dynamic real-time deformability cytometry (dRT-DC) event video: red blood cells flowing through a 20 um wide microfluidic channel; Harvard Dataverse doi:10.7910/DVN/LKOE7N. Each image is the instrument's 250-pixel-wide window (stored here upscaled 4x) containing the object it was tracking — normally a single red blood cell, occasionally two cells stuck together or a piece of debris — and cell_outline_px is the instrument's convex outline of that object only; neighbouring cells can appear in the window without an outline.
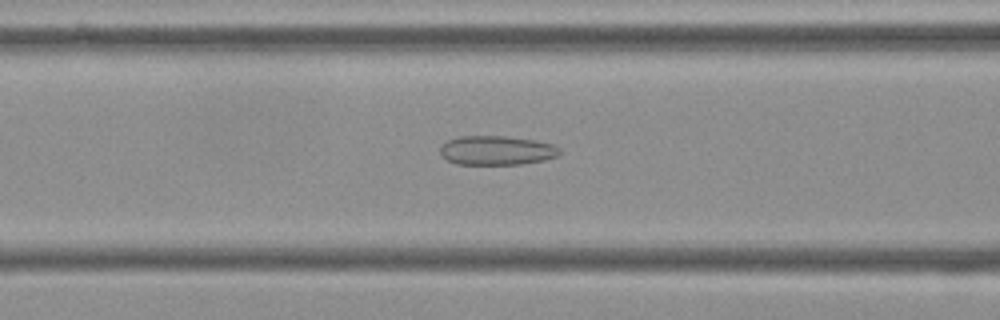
{"species": "Egyptian fruit bat (a non-hibernating species)", "species_latin": "Rousettus aegyptiacus", "temperature_condition": "cold", "stored_images_in_passage": 39, "camera_frame_rate_fps": 3000, "um_per_image_px": 0.085, "frame": {"image": 1, "passage_image": 6, "time_ms": 1.667, "image_size_px": [1000, 320], "cell_outline_px": [[560, 152], [556, 156], [544, 160], [520, 164], [456, 164], [440, 156], [440, 148], [448, 140], [460, 136], [508, 136], [536, 140], [552, 144], [560, 148]], "centroid_in_image_um": [42.21, 12.78], "position_along_channel_um": 124.4, "area_um2": 20.35}}
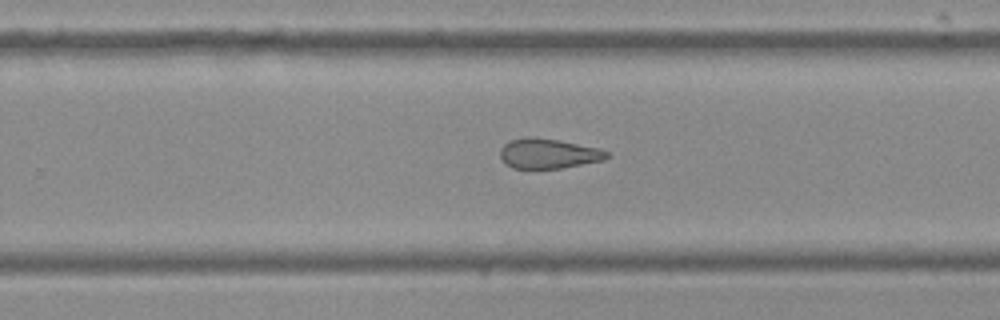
{"frame": {"image": 2, "passage_image": 19, "time_ms": 6.0, "image_size_px": [1000, 320], "cell_outline_px": [[608, 156], [604, 160], [560, 168], [512, 168], [500, 156], [500, 148], [508, 140], [532, 136], [560, 140], [600, 148], [608, 152]], "centroid_in_image_um": [46.61, 13.03], "position_along_channel_um": 283.2, "area_um2": 18.55}}
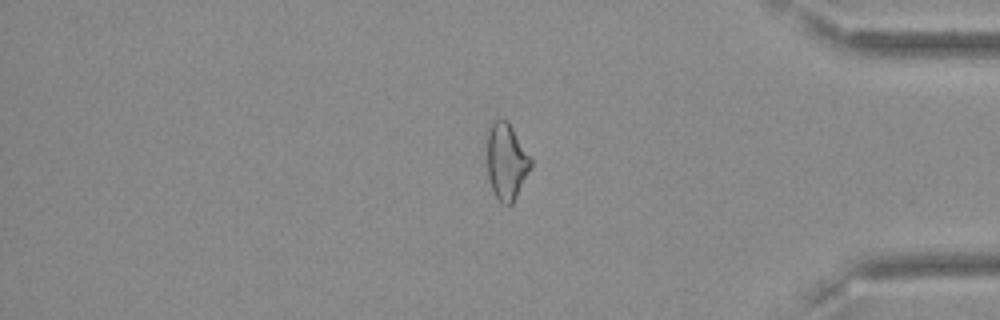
{"frame": {"image": 3, "passage_image": 30, "time_ms": 9.667, "image_size_px": [1000, 320], "cell_outline_px": [[532, 164], [512, 204], [504, 204], [496, 196], [492, 188], [488, 176], [484, 132], [488, 124], [492, 120], [500, 116], [508, 120], [532, 160]], "centroid_in_image_um": [42.97, 13.58], "position_along_channel_um": 392.2, "area_um2": 20.06}, "authors_computed_cell_mechanics": {"area_um2": 19.7098, "velocity_mm_per_s": 3.6686, "shape_relaxation_time_tau1_ms": null, "shape_relaxation_time_tau2_ms": 3.1892, "deformation_change_tau1": null, "deformation_change_tau2": 0.1225}}